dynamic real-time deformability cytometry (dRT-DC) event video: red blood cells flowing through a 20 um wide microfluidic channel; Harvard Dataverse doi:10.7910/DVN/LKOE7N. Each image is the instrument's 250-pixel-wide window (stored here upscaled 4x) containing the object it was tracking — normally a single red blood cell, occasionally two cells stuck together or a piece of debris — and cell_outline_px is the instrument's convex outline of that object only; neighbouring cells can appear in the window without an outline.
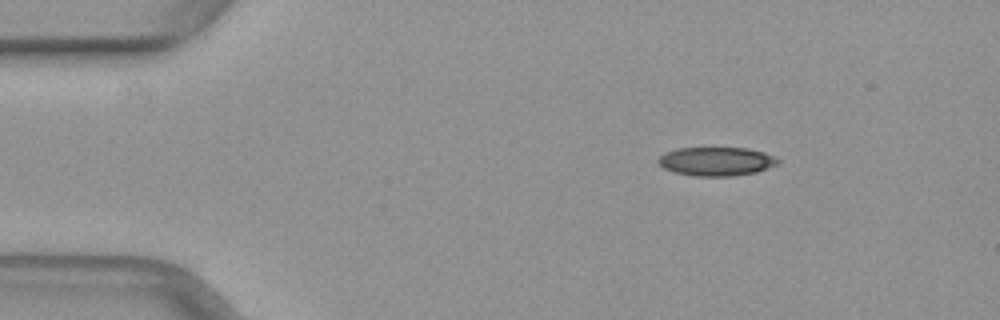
{"species": "common noctule bat (a hibernating species)", "species_latin": "Nyctalus noctula", "temperature_condition": "warm", "stored_images_in_passage": 43, "camera_frame_rate_fps": 3000, "um_per_image_px": 0.085, "animal": {"sex": "female", "body_mass_g": 29.2, "forearm_length_mm": 56.3}, "frame": {"image": 1, "passage_image": 1, "time_ms": 0.0, "image_size_px": [1000, 320], "cell_outline_px": [[780, 164], [756, 172], [732, 176], [696, 176], [672, 172], [664, 168], [656, 160], [664, 152], [676, 148], [748, 148], [764, 152], [780, 160]], "centroid_in_image_um": [60.88, 13.72], "position_along_channel_um": 24.1, "area_um2": 20.17}}
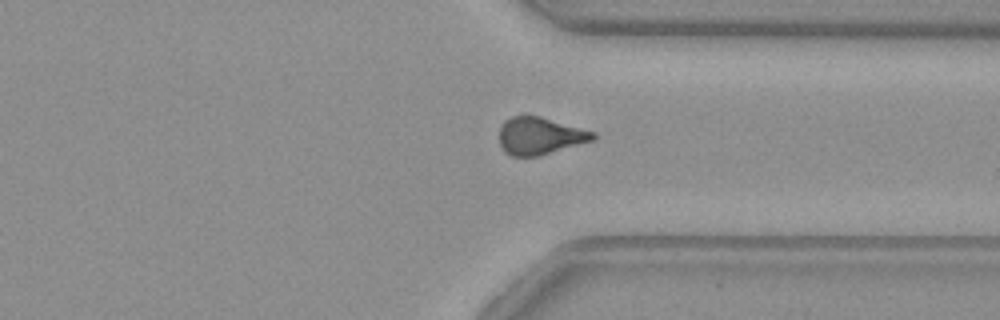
{"frame": {"image": 2, "passage_image": 31, "time_ms": 10.0, "image_size_px": [1000, 320], "cell_outline_px": [[596, 136], [592, 140], [540, 156], [512, 156], [504, 152], [500, 144], [500, 124], [504, 120], [512, 116], [524, 112], [540, 116], [596, 132]], "centroid_in_image_um": [45.84, 11.51], "position_along_channel_um": 365.6, "area_um2": 20.75}}
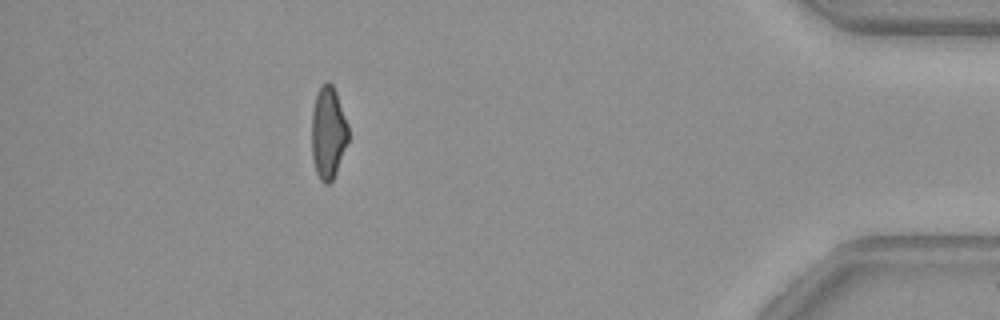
{"frame": {"image": 3, "passage_image": 38, "time_ms": 12.333, "image_size_px": [1000, 320], "cell_outline_px": [[348, 140], [336, 172], [332, 180], [328, 184], [324, 184], [320, 180], [316, 172], [312, 156], [312, 108], [316, 92], [328, 80], [332, 84], [336, 92], [348, 124]], "centroid_in_image_um": [27.88, 11.27], "position_along_channel_um": 407.3, "area_um2": 19.65}}